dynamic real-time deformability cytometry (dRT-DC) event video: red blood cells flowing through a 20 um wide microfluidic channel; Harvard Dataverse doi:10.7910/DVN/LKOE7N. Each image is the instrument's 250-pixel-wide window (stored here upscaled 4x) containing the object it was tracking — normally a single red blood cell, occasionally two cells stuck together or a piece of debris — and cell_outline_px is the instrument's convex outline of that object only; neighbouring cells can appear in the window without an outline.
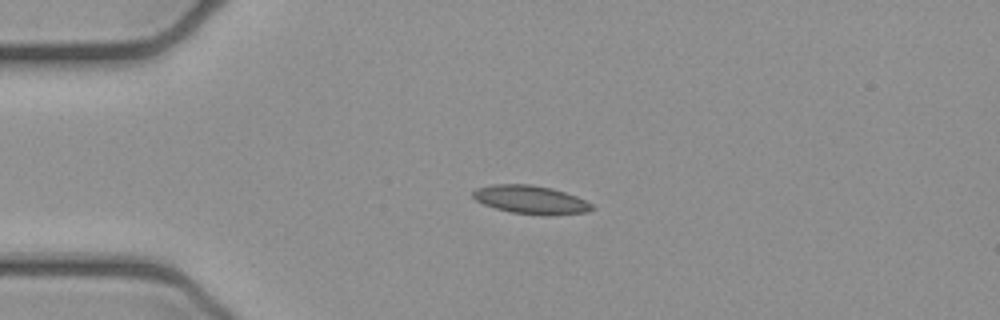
{"species": "common noctule bat (a hibernating species)", "species_latin": "Nyctalus noctula", "temperature_condition": "cold", "stored_images_in_passage": 3, "camera_frame_rate_fps": 3000, "um_per_image_px": 0.085, "animal": {"sex": "female", "body_mass_g": 21.9}, "frame": {"image": 1, "passage_image": 2, "time_ms": 0.333, "image_size_px": [1000, 320], "cell_outline_px": [[596, 208], [588, 212], [552, 216], [540, 216], [512, 212], [496, 208], [484, 204], [476, 200], [472, 196], [472, 192], [476, 188], [492, 184], [532, 184], [552, 188], [576, 196], [592, 204]], "centroid_in_image_um": [45.14, 16.98], "position_along_channel_um": 39.9, "area_um2": 19.94}}